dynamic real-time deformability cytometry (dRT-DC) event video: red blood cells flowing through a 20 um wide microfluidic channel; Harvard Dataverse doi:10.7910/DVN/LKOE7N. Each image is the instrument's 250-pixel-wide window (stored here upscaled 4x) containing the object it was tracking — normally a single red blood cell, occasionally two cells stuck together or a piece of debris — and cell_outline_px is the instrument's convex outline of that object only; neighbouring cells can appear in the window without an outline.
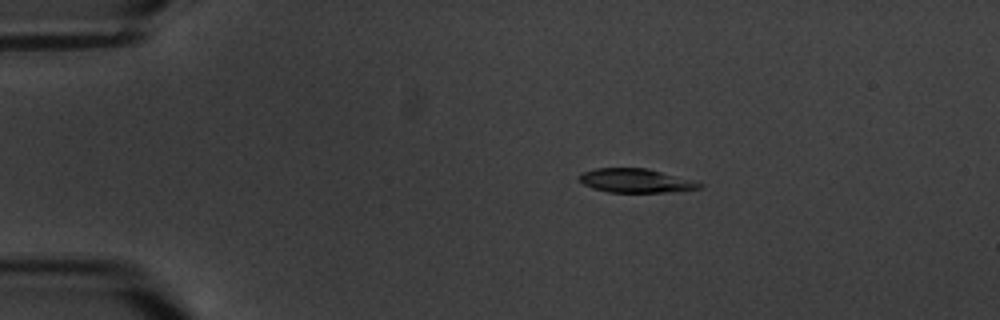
{"species": "common noctule bat (a hibernating species)", "species_latin": "Nyctalus noctula", "temperature_condition": "warm", "stored_images_in_passage": 4, "camera_frame_rate_fps": 3000, "um_per_image_px": 0.085, "animal": {"sex": "male", "body_mass_g": 20.1, "forearm_length_mm": 53.5}, "frame": {"image": 1, "passage_image": 1, "time_ms": 0.0, "image_size_px": [1000, 320], "cell_outline_px": [[704, 184], [700, 188], [676, 192], [608, 192], [592, 188], [584, 184], [576, 176], [580, 172], [596, 168], [648, 168]], "centroid_in_image_um": [53.98, 15.35], "position_along_channel_um": 31.0, "area_um2": 16.76}}
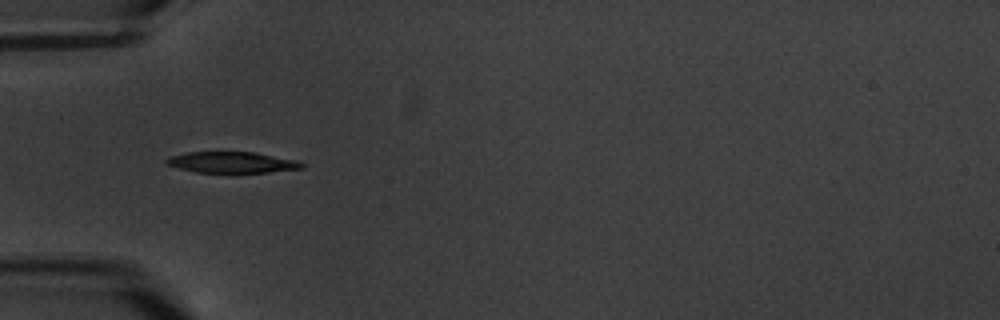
{"frame": {"image": 2, "passage_image": 3, "time_ms": 2.667, "image_size_px": [1000, 320], "cell_outline_px": [[304, 168], [268, 172], [196, 172], [180, 168], [168, 164], [164, 160], [168, 156], [188, 152], [256, 152], [296, 160], [304, 164]], "centroid_in_image_um": [19.72, 13.79], "position_along_channel_um": 65.3, "area_um2": 16.47}}